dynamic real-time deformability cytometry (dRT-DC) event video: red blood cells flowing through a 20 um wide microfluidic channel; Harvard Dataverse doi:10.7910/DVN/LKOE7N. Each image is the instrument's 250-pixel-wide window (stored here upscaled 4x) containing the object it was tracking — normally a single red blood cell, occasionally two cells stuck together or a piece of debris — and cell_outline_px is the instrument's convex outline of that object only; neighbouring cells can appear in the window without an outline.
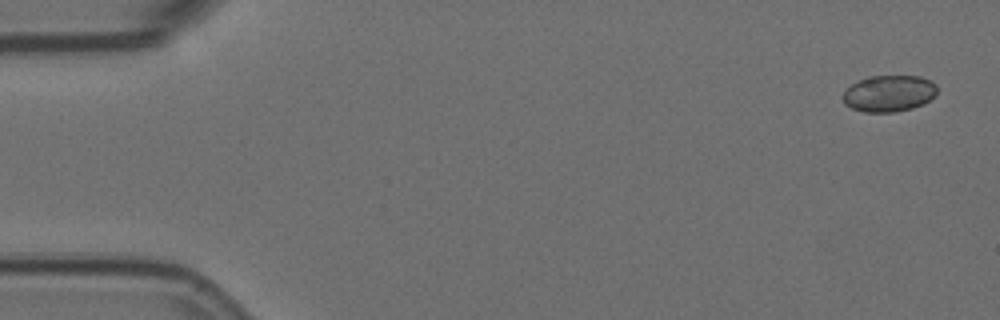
{"species": "Egyptian fruit bat (a non-hibernating species)", "species_latin": "Rousettus aegyptiacus", "temperature_condition": "room temperature", "stored_images_in_passage": 3, "camera_frame_rate_fps": 3000, "um_per_image_px": 0.085, "animal": {"sex": "female"}, "frame": {"image": 1, "passage_image": 1, "time_ms": 0.0, "image_size_px": [1000, 320], "cell_outline_px": [[936, 96], [924, 104], [912, 108], [896, 112], [864, 112], [852, 108], [844, 104], [840, 96], [852, 84], [868, 76], [920, 76], [932, 80], [936, 84]], "centroid_in_image_um": [75.57, 7.95], "position_along_channel_um": 9.4, "area_um2": 20.29}}